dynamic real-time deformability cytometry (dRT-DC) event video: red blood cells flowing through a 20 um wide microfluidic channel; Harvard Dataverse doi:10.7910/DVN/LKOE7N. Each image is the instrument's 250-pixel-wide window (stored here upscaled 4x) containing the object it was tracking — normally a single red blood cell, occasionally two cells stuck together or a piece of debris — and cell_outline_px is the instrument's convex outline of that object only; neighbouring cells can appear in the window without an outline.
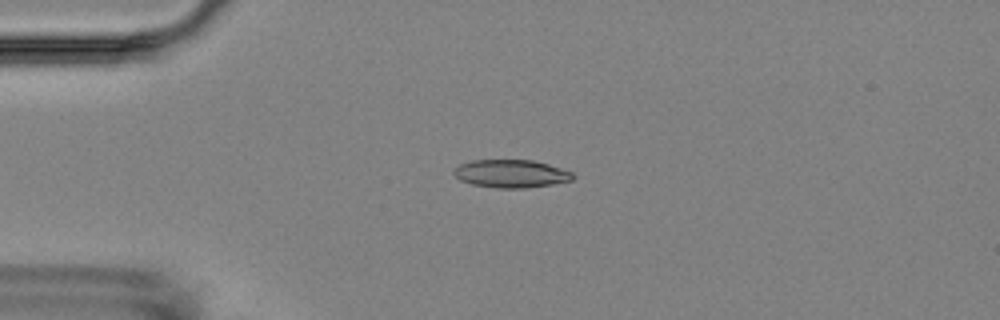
{"species": "Egyptian fruit bat (a non-hibernating species)", "species_latin": "Rousettus aegyptiacus", "temperature_condition": "room temperature", "stored_images_in_passage": 3, "camera_frame_rate_fps": 3000, "um_per_image_px": 0.085, "animal": {"sex": "female"}, "frame": {"image": 1, "passage_image": 1, "time_ms": 0.0, "image_size_px": [1000, 320], "cell_outline_px": [[576, 176], [572, 180], [552, 184], [524, 188], [496, 188], [472, 184], [460, 180], [452, 172], [460, 164], [472, 160], [532, 160], [548, 164], [572, 172]], "centroid_in_image_um": [43.45, 14.76], "position_along_channel_um": 41.6, "area_um2": 19.31}}